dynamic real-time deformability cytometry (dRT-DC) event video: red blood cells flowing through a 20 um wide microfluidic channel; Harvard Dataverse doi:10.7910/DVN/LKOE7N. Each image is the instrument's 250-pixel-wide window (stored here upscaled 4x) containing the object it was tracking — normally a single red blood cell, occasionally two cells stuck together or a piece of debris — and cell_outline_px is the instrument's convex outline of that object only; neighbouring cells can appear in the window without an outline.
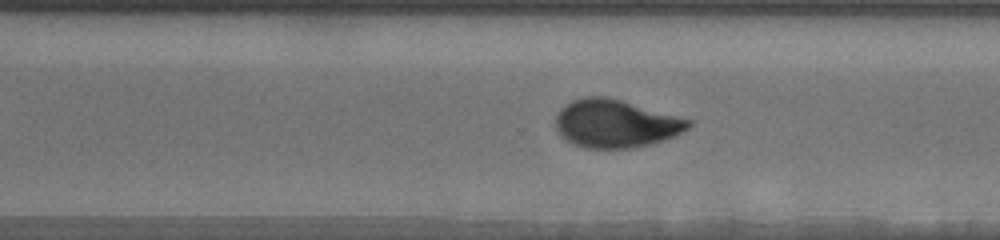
{"species": "human", "species_latin": "Homo sapiens", "temperature_condition": "warm", "stored_images_in_passage": 20, "camera_frame_rate_fps": 3000, "um_per_image_px": 0.085, "donor": {"sex": "male"}, "frame": {"image": 1, "passage_image": 20, "time_ms": 12.333, "image_size_px": [1000, 240], "cell_outline_px": [[692, 124], [688, 128], [664, 140], [652, 144], [628, 148], [584, 148], [572, 144], [556, 128], [556, 116], [560, 108], [572, 100], [588, 96], [604, 96], [620, 100], [692, 120]], "centroid_in_image_um": [52.31, 10.51], "position_along_channel_um": 318.3, "area_um2": 36.7}}